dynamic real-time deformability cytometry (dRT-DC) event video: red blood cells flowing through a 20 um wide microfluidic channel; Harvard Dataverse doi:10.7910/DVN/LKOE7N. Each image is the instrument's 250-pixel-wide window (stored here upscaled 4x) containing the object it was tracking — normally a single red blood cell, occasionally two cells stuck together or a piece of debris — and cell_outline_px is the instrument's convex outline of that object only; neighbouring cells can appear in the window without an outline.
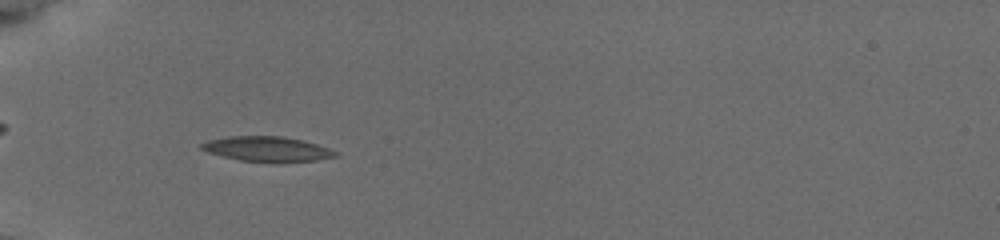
{"species": "common noctule bat (a hibernating species)", "species_latin": "Nyctalus noctula", "temperature_condition": "cold", "stored_images_in_passage": 57, "camera_frame_rate_fps": 3000, "um_per_image_px": 0.085, "animal": {"sex": "female", "body_mass_g": 19.5, "forearm_length_mm": 54.1}, "frame": {"image": 1, "passage_image": 21, "time_ms": 6.667, "image_size_px": [1000, 240], "cell_outline_px": [[340, 152], [336, 156], [316, 160], [240, 160], [208, 152], [200, 148], [200, 144], [208, 140], [228, 136], [280, 136], [300, 140], [316, 144]], "centroid_in_image_um": [22.67, 12.63], "position_along_channel_um": 62.3, "area_um2": 18.61}}
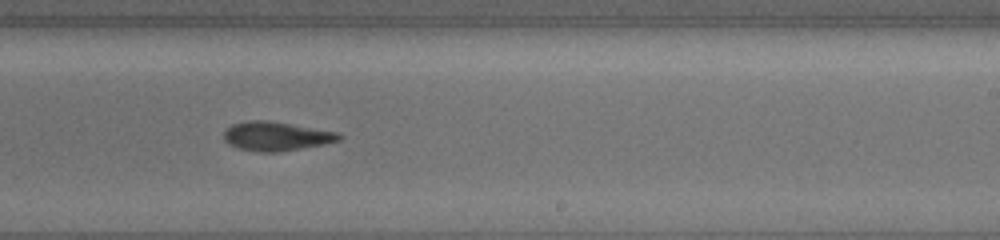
{"frame": {"image": 2, "passage_image": 38, "time_ms": 12.333, "image_size_px": [1000, 240], "cell_outline_px": [[344, 136], [340, 140], [324, 144], [280, 152], [256, 152], [240, 148], [228, 144], [224, 140], [224, 132], [232, 124], [248, 120], [268, 120], [336, 132]], "centroid_in_image_um": [23.46, 11.58], "position_along_channel_um": 265.5, "area_um2": 19.42}}
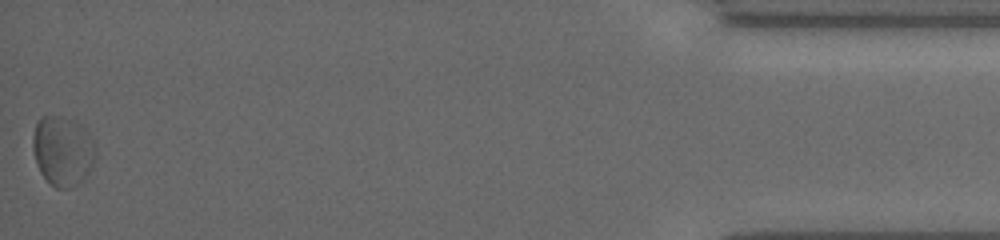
{"frame": {"image": 3, "passage_image": 57, "time_ms": 18.667, "image_size_px": [1000, 240], "cell_outline_px": [[96, 160], [92, 168], [72, 188], [56, 188], [40, 172], [32, 148], [32, 136], [36, 124], [40, 116], [64, 116], [80, 124], [88, 132], [92, 140], [96, 152]], "centroid_in_image_um": [5.33, 12.8], "position_along_channel_um": 429.9, "area_um2": 25.49}, "authors_computed_cell_mechanics": {"area_um2": 19.652, "velocity_mm_per_s": 3.7898, "shape_relaxation_time_tau1_ms": 4.9516, "shape_relaxation_time_tau2_ms": 5.6567, "deformation_change_tau1": 0.1194, "deformation_change_tau2": 0.129}}